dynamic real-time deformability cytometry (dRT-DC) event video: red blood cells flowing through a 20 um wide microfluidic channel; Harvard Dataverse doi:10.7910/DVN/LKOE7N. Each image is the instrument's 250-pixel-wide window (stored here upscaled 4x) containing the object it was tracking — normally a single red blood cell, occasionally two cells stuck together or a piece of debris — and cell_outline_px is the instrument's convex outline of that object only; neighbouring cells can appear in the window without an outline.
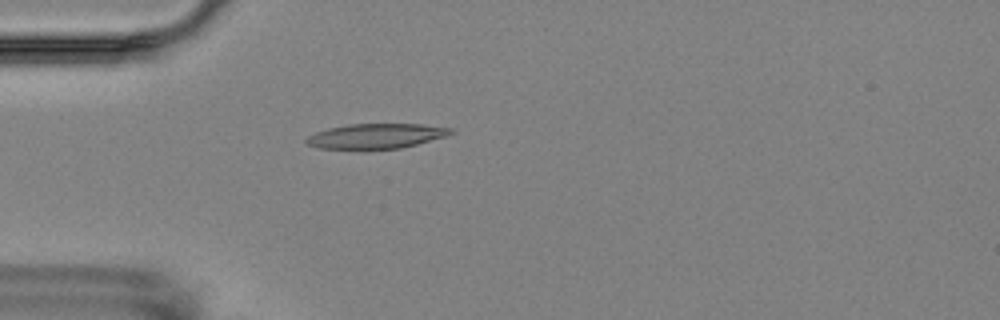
{"species": "Egyptian fruit bat (a non-hibernating species)", "species_latin": "Rousettus aegyptiacus", "temperature_condition": "room temperature", "stored_images_in_passage": 1, "camera_frame_rate_fps": 3000, "um_per_image_px": 0.085, "animal": {"sex": "female"}, "frame": {"image": 1, "passage_image": 1, "time_ms": 0.0, "image_size_px": [1000, 320], "cell_outline_px": [[456, 132], [448, 136], [400, 148], [316, 148], [308, 144], [304, 140], [308, 136], [316, 132], [328, 128], [348, 124], [420, 124], [452, 128]], "centroid_in_image_um": [32.0, 11.55], "position_along_channel_um": 53.0, "area_um2": 20.75}}